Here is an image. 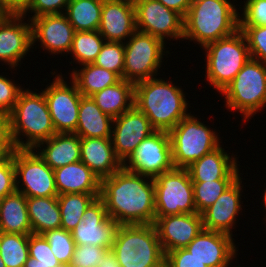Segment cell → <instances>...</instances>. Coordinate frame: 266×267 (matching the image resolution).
<instances>
[{
  "mask_svg": "<svg viewBox=\"0 0 266 267\" xmlns=\"http://www.w3.org/2000/svg\"><path fill=\"white\" fill-rule=\"evenodd\" d=\"M100 198L108 216L119 225L154 224L153 178L121 168L101 180Z\"/></svg>",
  "mask_w": 266,
  "mask_h": 267,
  "instance_id": "obj_1",
  "label": "cell"
},
{
  "mask_svg": "<svg viewBox=\"0 0 266 267\" xmlns=\"http://www.w3.org/2000/svg\"><path fill=\"white\" fill-rule=\"evenodd\" d=\"M167 81L154 77L137 82L134 87V106L156 131L169 132L189 114L190 104L183 89Z\"/></svg>",
  "mask_w": 266,
  "mask_h": 267,
  "instance_id": "obj_2",
  "label": "cell"
},
{
  "mask_svg": "<svg viewBox=\"0 0 266 267\" xmlns=\"http://www.w3.org/2000/svg\"><path fill=\"white\" fill-rule=\"evenodd\" d=\"M231 0H192L184 17L183 39L201 48L239 30V12Z\"/></svg>",
  "mask_w": 266,
  "mask_h": 267,
  "instance_id": "obj_3",
  "label": "cell"
},
{
  "mask_svg": "<svg viewBox=\"0 0 266 267\" xmlns=\"http://www.w3.org/2000/svg\"><path fill=\"white\" fill-rule=\"evenodd\" d=\"M7 119L10 139L17 149H34L56 134L43 91L23 89Z\"/></svg>",
  "mask_w": 266,
  "mask_h": 267,
  "instance_id": "obj_4",
  "label": "cell"
},
{
  "mask_svg": "<svg viewBox=\"0 0 266 267\" xmlns=\"http://www.w3.org/2000/svg\"><path fill=\"white\" fill-rule=\"evenodd\" d=\"M111 250L121 267H165L154 224L120 225Z\"/></svg>",
  "mask_w": 266,
  "mask_h": 267,
  "instance_id": "obj_5",
  "label": "cell"
},
{
  "mask_svg": "<svg viewBox=\"0 0 266 267\" xmlns=\"http://www.w3.org/2000/svg\"><path fill=\"white\" fill-rule=\"evenodd\" d=\"M220 94L228 111L249 121L266 106V64L250 58Z\"/></svg>",
  "mask_w": 266,
  "mask_h": 267,
  "instance_id": "obj_6",
  "label": "cell"
},
{
  "mask_svg": "<svg viewBox=\"0 0 266 267\" xmlns=\"http://www.w3.org/2000/svg\"><path fill=\"white\" fill-rule=\"evenodd\" d=\"M206 55L207 82L221 93L251 58L247 40L239 29L202 48Z\"/></svg>",
  "mask_w": 266,
  "mask_h": 267,
  "instance_id": "obj_7",
  "label": "cell"
},
{
  "mask_svg": "<svg viewBox=\"0 0 266 267\" xmlns=\"http://www.w3.org/2000/svg\"><path fill=\"white\" fill-rule=\"evenodd\" d=\"M215 130L189 112L168 132L174 167L187 168L203 155L219 147L222 142Z\"/></svg>",
  "mask_w": 266,
  "mask_h": 267,
  "instance_id": "obj_8",
  "label": "cell"
},
{
  "mask_svg": "<svg viewBox=\"0 0 266 267\" xmlns=\"http://www.w3.org/2000/svg\"><path fill=\"white\" fill-rule=\"evenodd\" d=\"M166 44L151 34L136 30L124 43L123 79L135 84L157 77L164 55L170 54L168 50L165 52Z\"/></svg>",
  "mask_w": 266,
  "mask_h": 267,
  "instance_id": "obj_9",
  "label": "cell"
},
{
  "mask_svg": "<svg viewBox=\"0 0 266 267\" xmlns=\"http://www.w3.org/2000/svg\"><path fill=\"white\" fill-rule=\"evenodd\" d=\"M155 217L197 213L193 185L187 168H173L153 179Z\"/></svg>",
  "mask_w": 266,
  "mask_h": 267,
  "instance_id": "obj_10",
  "label": "cell"
},
{
  "mask_svg": "<svg viewBox=\"0 0 266 267\" xmlns=\"http://www.w3.org/2000/svg\"><path fill=\"white\" fill-rule=\"evenodd\" d=\"M14 166L16 191L27 198L58 196L54 170L34 149L14 148Z\"/></svg>",
  "mask_w": 266,
  "mask_h": 267,
  "instance_id": "obj_11",
  "label": "cell"
},
{
  "mask_svg": "<svg viewBox=\"0 0 266 267\" xmlns=\"http://www.w3.org/2000/svg\"><path fill=\"white\" fill-rule=\"evenodd\" d=\"M123 168L153 179L173 169L169 133L155 131L145 138L123 163Z\"/></svg>",
  "mask_w": 266,
  "mask_h": 267,
  "instance_id": "obj_12",
  "label": "cell"
},
{
  "mask_svg": "<svg viewBox=\"0 0 266 267\" xmlns=\"http://www.w3.org/2000/svg\"><path fill=\"white\" fill-rule=\"evenodd\" d=\"M62 76L56 74L52 83L41 91L47 101L56 133H75L82 94L72 80L68 84Z\"/></svg>",
  "mask_w": 266,
  "mask_h": 267,
  "instance_id": "obj_13",
  "label": "cell"
},
{
  "mask_svg": "<svg viewBox=\"0 0 266 267\" xmlns=\"http://www.w3.org/2000/svg\"><path fill=\"white\" fill-rule=\"evenodd\" d=\"M136 29L151 34L164 42L166 38L182 40L184 17L167 8L158 0H133Z\"/></svg>",
  "mask_w": 266,
  "mask_h": 267,
  "instance_id": "obj_14",
  "label": "cell"
},
{
  "mask_svg": "<svg viewBox=\"0 0 266 267\" xmlns=\"http://www.w3.org/2000/svg\"><path fill=\"white\" fill-rule=\"evenodd\" d=\"M119 226L108 216L103 200L98 197L85 210L71 234L75 245L94 244L111 249Z\"/></svg>",
  "mask_w": 266,
  "mask_h": 267,
  "instance_id": "obj_15",
  "label": "cell"
},
{
  "mask_svg": "<svg viewBox=\"0 0 266 267\" xmlns=\"http://www.w3.org/2000/svg\"><path fill=\"white\" fill-rule=\"evenodd\" d=\"M23 14L6 13L0 19V62L14 69L32 47V25ZM20 62V64H19Z\"/></svg>",
  "mask_w": 266,
  "mask_h": 267,
  "instance_id": "obj_16",
  "label": "cell"
},
{
  "mask_svg": "<svg viewBox=\"0 0 266 267\" xmlns=\"http://www.w3.org/2000/svg\"><path fill=\"white\" fill-rule=\"evenodd\" d=\"M155 131L150 120L135 106L114 118L111 139L118 159L124 163L137 146Z\"/></svg>",
  "mask_w": 266,
  "mask_h": 267,
  "instance_id": "obj_17",
  "label": "cell"
},
{
  "mask_svg": "<svg viewBox=\"0 0 266 267\" xmlns=\"http://www.w3.org/2000/svg\"><path fill=\"white\" fill-rule=\"evenodd\" d=\"M32 46L40 42V48L52 54L70 52L75 29L65 14L42 15L31 18Z\"/></svg>",
  "mask_w": 266,
  "mask_h": 267,
  "instance_id": "obj_18",
  "label": "cell"
},
{
  "mask_svg": "<svg viewBox=\"0 0 266 267\" xmlns=\"http://www.w3.org/2000/svg\"><path fill=\"white\" fill-rule=\"evenodd\" d=\"M232 237L225 233L202 229L185 249L207 267H229L238 254Z\"/></svg>",
  "mask_w": 266,
  "mask_h": 267,
  "instance_id": "obj_19",
  "label": "cell"
},
{
  "mask_svg": "<svg viewBox=\"0 0 266 267\" xmlns=\"http://www.w3.org/2000/svg\"><path fill=\"white\" fill-rule=\"evenodd\" d=\"M154 226L164 253L185 248L203 229L202 215L175 214L155 217Z\"/></svg>",
  "mask_w": 266,
  "mask_h": 267,
  "instance_id": "obj_20",
  "label": "cell"
},
{
  "mask_svg": "<svg viewBox=\"0 0 266 267\" xmlns=\"http://www.w3.org/2000/svg\"><path fill=\"white\" fill-rule=\"evenodd\" d=\"M242 178L239 177L227 188L202 215L203 229L216 231L233 236L232 229L236 225V219L242 210L241 193Z\"/></svg>",
  "mask_w": 266,
  "mask_h": 267,
  "instance_id": "obj_21",
  "label": "cell"
},
{
  "mask_svg": "<svg viewBox=\"0 0 266 267\" xmlns=\"http://www.w3.org/2000/svg\"><path fill=\"white\" fill-rule=\"evenodd\" d=\"M136 30L133 0H103L98 31L105 41L125 43Z\"/></svg>",
  "mask_w": 266,
  "mask_h": 267,
  "instance_id": "obj_22",
  "label": "cell"
},
{
  "mask_svg": "<svg viewBox=\"0 0 266 267\" xmlns=\"http://www.w3.org/2000/svg\"><path fill=\"white\" fill-rule=\"evenodd\" d=\"M222 147L221 144L187 167L192 182L238 179L240 177L238 157H235L233 153L230 156Z\"/></svg>",
  "mask_w": 266,
  "mask_h": 267,
  "instance_id": "obj_23",
  "label": "cell"
},
{
  "mask_svg": "<svg viewBox=\"0 0 266 267\" xmlns=\"http://www.w3.org/2000/svg\"><path fill=\"white\" fill-rule=\"evenodd\" d=\"M81 159L100 180L123 167L115 154L111 138H80Z\"/></svg>",
  "mask_w": 266,
  "mask_h": 267,
  "instance_id": "obj_24",
  "label": "cell"
},
{
  "mask_svg": "<svg viewBox=\"0 0 266 267\" xmlns=\"http://www.w3.org/2000/svg\"><path fill=\"white\" fill-rule=\"evenodd\" d=\"M34 150L53 170L81 159L80 137L74 133H56Z\"/></svg>",
  "mask_w": 266,
  "mask_h": 267,
  "instance_id": "obj_25",
  "label": "cell"
},
{
  "mask_svg": "<svg viewBox=\"0 0 266 267\" xmlns=\"http://www.w3.org/2000/svg\"><path fill=\"white\" fill-rule=\"evenodd\" d=\"M54 174L58 195H100L101 180L82 161L59 167L54 170Z\"/></svg>",
  "mask_w": 266,
  "mask_h": 267,
  "instance_id": "obj_26",
  "label": "cell"
},
{
  "mask_svg": "<svg viewBox=\"0 0 266 267\" xmlns=\"http://www.w3.org/2000/svg\"><path fill=\"white\" fill-rule=\"evenodd\" d=\"M113 118L105 114L91 98L82 96L75 130L80 138H111Z\"/></svg>",
  "mask_w": 266,
  "mask_h": 267,
  "instance_id": "obj_27",
  "label": "cell"
},
{
  "mask_svg": "<svg viewBox=\"0 0 266 267\" xmlns=\"http://www.w3.org/2000/svg\"><path fill=\"white\" fill-rule=\"evenodd\" d=\"M0 232L32 234L27 197L23 193L15 191L0 200Z\"/></svg>",
  "mask_w": 266,
  "mask_h": 267,
  "instance_id": "obj_28",
  "label": "cell"
},
{
  "mask_svg": "<svg viewBox=\"0 0 266 267\" xmlns=\"http://www.w3.org/2000/svg\"><path fill=\"white\" fill-rule=\"evenodd\" d=\"M134 87V83L120 79L116 84L94 93L91 98L114 119L134 106Z\"/></svg>",
  "mask_w": 266,
  "mask_h": 267,
  "instance_id": "obj_29",
  "label": "cell"
},
{
  "mask_svg": "<svg viewBox=\"0 0 266 267\" xmlns=\"http://www.w3.org/2000/svg\"><path fill=\"white\" fill-rule=\"evenodd\" d=\"M27 210L32 233L61 228V213L57 196L27 198Z\"/></svg>",
  "mask_w": 266,
  "mask_h": 267,
  "instance_id": "obj_30",
  "label": "cell"
},
{
  "mask_svg": "<svg viewBox=\"0 0 266 267\" xmlns=\"http://www.w3.org/2000/svg\"><path fill=\"white\" fill-rule=\"evenodd\" d=\"M81 66L79 70L77 68L72 69L69 79L76 84L82 96H91L108 86L116 84L121 79L113 71L98 67L93 63Z\"/></svg>",
  "mask_w": 266,
  "mask_h": 267,
  "instance_id": "obj_31",
  "label": "cell"
},
{
  "mask_svg": "<svg viewBox=\"0 0 266 267\" xmlns=\"http://www.w3.org/2000/svg\"><path fill=\"white\" fill-rule=\"evenodd\" d=\"M103 0H70L65 15L75 31L98 30Z\"/></svg>",
  "mask_w": 266,
  "mask_h": 267,
  "instance_id": "obj_32",
  "label": "cell"
},
{
  "mask_svg": "<svg viewBox=\"0 0 266 267\" xmlns=\"http://www.w3.org/2000/svg\"><path fill=\"white\" fill-rule=\"evenodd\" d=\"M100 195L85 193L61 194L57 196L61 213V228L71 232L81 221L88 206Z\"/></svg>",
  "mask_w": 266,
  "mask_h": 267,
  "instance_id": "obj_33",
  "label": "cell"
},
{
  "mask_svg": "<svg viewBox=\"0 0 266 267\" xmlns=\"http://www.w3.org/2000/svg\"><path fill=\"white\" fill-rule=\"evenodd\" d=\"M105 39L95 31H76L72 41L70 54L79 65L93 63L101 51Z\"/></svg>",
  "mask_w": 266,
  "mask_h": 267,
  "instance_id": "obj_34",
  "label": "cell"
},
{
  "mask_svg": "<svg viewBox=\"0 0 266 267\" xmlns=\"http://www.w3.org/2000/svg\"><path fill=\"white\" fill-rule=\"evenodd\" d=\"M29 235L0 232V256L6 267H24Z\"/></svg>",
  "mask_w": 266,
  "mask_h": 267,
  "instance_id": "obj_35",
  "label": "cell"
},
{
  "mask_svg": "<svg viewBox=\"0 0 266 267\" xmlns=\"http://www.w3.org/2000/svg\"><path fill=\"white\" fill-rule=\"evenodd\" d=\"M237 179H218L213 181L192 182L194 203L198 214L216 202L218 197Z\"/></svg>",
  "mask_w": 266,
  "mask_h": 267,
  "instance_id": "obj_36",
  "label": "cell"
},
{
  "mask_svg": "<svg viewBox=\"0 0 266 267\" xmlns=\"http://www.w3.org/2000/svg\"><path fill=\"white\" fill-rule=\"evenodd\" d=\"M44 238L50 244V248L63 267H68L71 263L75 249V241L72 234L63 228L45 231Z\"/></svg>",
  "mask_w": 266,
  "mask_h": 267,
  "instance_id": "obj_37",
  "label": "cell"
},
{
  "mask_svg": "<svg viewBox=\"0 0 266 267\" xmlns=\"http://www.w3.org/2000/svg\"><path fill=\"white\" fill-rule=\"evenodd\" d=\"M124 58V43L105 41L93 64L113 71L123 79Z\"/></svg>",
  "mask_w": 266,
  "mask_h": 267,
  "instance_id": "obj_38",
  "label": "cell"
},
{
  "mask_svg": "<svg viewBox=\"0 0 266 267\" xmlns=\"http://www.w3.org/2000/svg\"><path fill=\"white\" fill-rule=\"evenodd\" d=\"M243 32L252 59L266 64V26H239Z\"/></svg>",
  "mask_w": 266,
  "mask_h": 267,
  "instance_id": "obj_39",
  "label": "cell"
},
{
  "mask_svg": "<svg viewBox=\"0 0 266 267\" xmlns=\"http://www.w3.org/2000/svg\"><path fill=\"white\" fill-rule=\"evenodd\" d=\"M109 248L97 245H76L68 267H99L101 258Z\"/></svg>",
  "mask_w": 266,
  "mask_h": 267,
  "instance_id": "obj_40",
  "label": "cell"
},
{
  "mask_svg": "<svg viewBox=\"0 0 266 267\" xmlns=\"http://www.w3.org/2000/svg\"><path fill=\"white\" fill-rule=\"evenodd\" d=\"M243 4L239 26H266V0H246Z\"/></svg>",
  "mask_w": 266,
  "mask_h": 267,
  "instance_id": "obj_41",
  "label": "cell"
},
{
  "mask_svg": "<svg viewBox=\"0 0 266 267\" xmlns=\"http://www.w3.org/2000/svg\"><path fill=\"white\" fill-rule=\"evenodd\" d=\"M14 80L0 75V116L7 117L13 110L20 92L24 89Z\"/></svg>",
  "mask_w": 266,
  "mask_h": 267,
  "instance_id": "obj_42",
  "label": "cell"
},
{
  "mask_svg": "<svg viewBox=\"0 0 266 267\" xmlns=\"http://www.w3.org/2000/svg\"><path fill=\"white\" fill-rule=\"evenodd\" d=\"M28 252L30 257L37 260V263L61 264L42 234L32 233L29 235Z\"/></svg>",
  "mask_w": 266,
  "mask_h": 267,
  "instance_id": "obj_43",
  "label": "cell"
},
{
  "mask_svg": "<svg viewBox=\"0 0 266 267\" xmlns=\"http://www.w3.org/2000/svg\"><path fill=\"white\" fill-rule=\"evenodd\" d=\"M69 2L70 0H33L22 14L27 17L28 13H33L29 20L42 15L64 14Z\"/></svg>",
  "mask_w": 266,
  "mask_h": 267,
  "instance_id": "obj_44",
  "label": "cell"
},
{
  "mask_svg": "<svg viewBox=\"0 0 266 267\" xmlns=\"http://www.w3.org/2000/svg\"><path fill=\"white\" fill-rule=\"evenodd\" d=\"M16 191L14 150L12 155L0 160V200Z\"/></svg>",
  "mask_w": 266,
  "mask_h": 267,
  "instance_id": "obj_45",
  "label": "cell"
},
{
  "mask_svg": "<svg viewBox=\"0 0 266 267\" xmlns=\"http://www.w3.org/2000/svg\"><path fill=\"white\" fill-rule=\"evenodd\" d=\"M165 267H207L192 256L185 248L176 249L165 254Z\"/></svg>",
  "mask_w": 266,
  "mask_h": 267,
  "instance_id": "obj_46",
  "label": "cell"
},
{
  "mask_svg": "<svg viewBox=\"0 0 266 267\" xmlns=\"http://www.w3.org/2000/svg\"><path fill=\"white\" fill-rule=\"evenodd\" d=\"M13 150L8 119L5 116H0V160L12 155Z\"/></svg>",
  "mask_w": 266,
  "mask_h": 267,
  "instance_id": "obj_47",
  "label": "cell"
},
{
  "mask_svg": "<svg viewBox=\"0 0 266 267\" xmlns=\"http://www.w3.org/2000/svg\"><path fill=\"white\" fill-rule=\"evenodd\" d=\"M33 0H0V5L6 13L22 14Z\"/></svg>",
  "mask_w": 266,
  "mask_h": 267,
  "instance_id": "obj_48",
  "label": "cell"
},
{
  "mask_svg": "<svg viewBox=\"0 0 266 267\" xmlns=\"http://www.w3.org/2000/svg\"><path fill=\"white\" fill-rule=\"evenodd\" d=\"M164 6L169 9H172L182 15L183 17L186 16L192 0H158Z\"/></svg>",
  "mask_w": 266,
  "mask_h": 267,
  "instance_id": "obj_49",
  "label": "cell"
},
{
  "mask_svg": "<svg viewBox=\"0 0 266 267\" xmlns=\"http://www.w3.org/2000/svg\"><path fill=\"white\" fill-rule=\"evenodd\" d=\"M99 267H121V265L119 264L114 252L109 249L103 256V258H101Z\"/></svg>",
  "mask_w": 266,
  "mask_h": 267,
  "instance_id": "obj_50",
  "label": "cell"
},
{
  "mask_svg": "<svg viewBox=\"0 0 266 267\" xmlns=\"http://www.w3.org/2000/svg\"><path fill=\"white\" fill-rule=\"evenodd\" d=\"M24 267H63V266L61 264L37 263V260L29 256Z\"/></svg>",
  "mask_w": 266,
  "mask_h": 267,
  "instance_id": "obj_51",
  "label": "cell"
},
{
  "mask_svg": "<svg viewBox=\"0 0 266 267\" xmlns=\"http://www.w3.org/2000/svg\"><path fill=\"white\" fill-rule=\"evenodd\" d=\"M263 191H264V193H263L264 196H263V199H262V200H263L264 202L262 201V203H264V207L266 208V188H265V190H263ZM265 211H266V210H265ZM264 219H266V217L263 218V220H264Z\"/></svg>",
  "mask_w": 266,
  "mask_h": 267,
  "instance_id": "obj_52",
  "label": "cell"
},
{
  "mask_svg": "<svg viewBox=\"0 0 266 267\" xmlns=\"http://www.w3.org/2000/svg\"><path fill=\"white\" fill-rule=\"evenodd\" d=\"M6 14V12L2 9L0 5V19Z\"/></svg>",
  "mask_w": 266,
  "mask_h": 267,
  "instance_id": "obj_53",
  "label": "cell"
},
{
  "mask_svg": "<svg viewBox=\"0 0 266 267\" xmlns=\"http://www.w3.org/2000/svg\"><path fill=\"white\" fill-rule=\"evenodd\" d=\"M0 267H6V265L4 264L3 260L1 259V256H0Z\"/></svg>",
  "mask_w": 266,
  "mask_h": 267,
  "instance_id": "obj_54",
  "label": "cell"
}]
</instances>
